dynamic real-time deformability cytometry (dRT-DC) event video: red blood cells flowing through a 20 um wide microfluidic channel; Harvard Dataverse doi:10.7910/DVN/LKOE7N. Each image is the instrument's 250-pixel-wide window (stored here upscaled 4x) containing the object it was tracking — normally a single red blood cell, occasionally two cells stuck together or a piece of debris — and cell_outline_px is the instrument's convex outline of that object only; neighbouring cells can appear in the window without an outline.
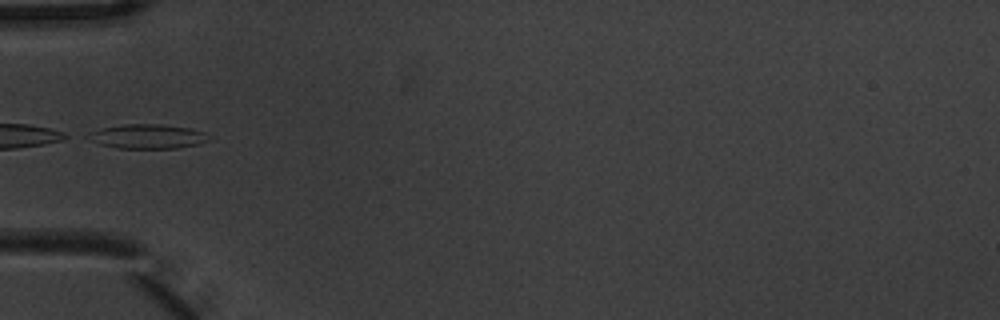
{"species": "common noctule bat (a hibernating species)", "species_latin": "Nyctalus noctula", "temperature_condition": "warm", "stored_images_in_passage": 3, "camera_frame_rate_fps": 3000, "um_per_image_px": 0.085, "animal": {"sex": "male", "body_mass_g": 20.1, "forearm_length_mm": 53.5}, "frame": {"image": 1, "passage_image": 3, "time_ms": 0.667, "image_size_px": [1000, 320], "cell_outline_px": [[212, 136], [208, 140], [200, 144], [176, 148], [116, 148], [100, 144], [84, 136], [88, 132], [100, 128], [124, 124], [160, 124], [188, 128], [204, 132]], "centroid_in_image_um": [12.53, 11.59], "position_along_channel_um": 72.5, "area_um2": 17.22}}